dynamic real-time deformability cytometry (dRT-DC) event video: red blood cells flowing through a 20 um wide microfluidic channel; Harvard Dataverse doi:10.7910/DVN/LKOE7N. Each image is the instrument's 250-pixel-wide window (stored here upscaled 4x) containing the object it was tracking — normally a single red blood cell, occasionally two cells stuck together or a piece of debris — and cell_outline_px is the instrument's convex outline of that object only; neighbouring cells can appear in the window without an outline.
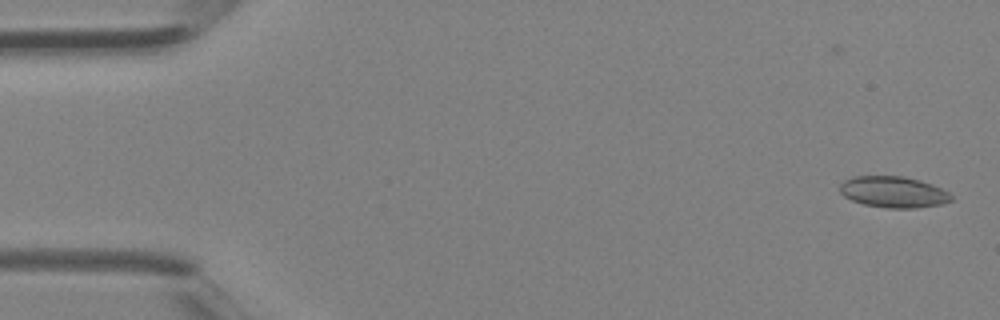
{"species": "Egyptian fruit bat (a non-hibernating species)", "species_latin": "Rousettus aegyptiacus", "temperature_condition": "room temperature", "stored_images_in_passage": 3, "camera_frame_rate_fps": 3000, "um_per_image_px": 0.085, "animal": {"sex": "female"}, "frame": {"image": 1, "passage_image": 1, "time_ms": 0.0, "image_size_px": [1000, 320], "cell_outline_px": [[952, 200], [940, 204], [916, 208], [888, 208], [864, 204], [852, 200], [844, 196], [840, 192], [840, 184], [844, 180], [852, 176], [904, 176], [920, 180], [932, 184], [948, 192], [952, 196]], "centroid_in_image_um": [75.92, 16.31], "position_along_channel_um": 9.1, "area_um2": 20.23}}
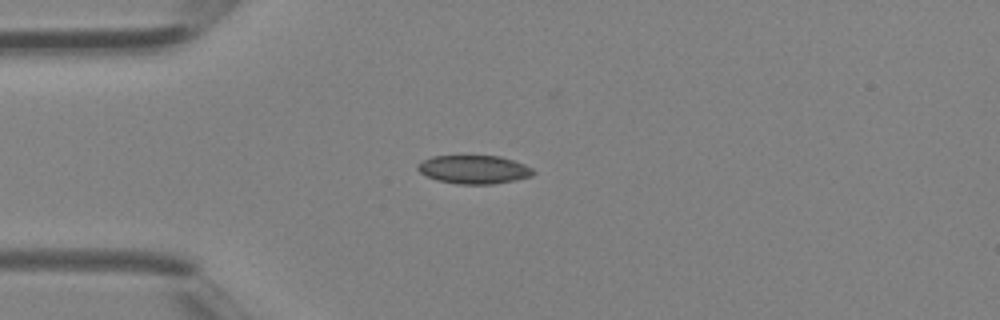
{"frame": {"image": 2, "passage_image": 3, "time_ms": 0.667, "image_size_px": [1000, 320], "cell_outline_px": [[536, 172], [532, 176], [516, 180], [492, 184], [456, 184], [440, 180], [428, 176], [420, 172], [416, 168], [416, 164], [432, 156], [500, 156], [524, 164], [532, 168]], "centroid_in_image_um": [40.3, 14.41], "position_along_channel_um": 44.7, "area_um2": 19.07}}